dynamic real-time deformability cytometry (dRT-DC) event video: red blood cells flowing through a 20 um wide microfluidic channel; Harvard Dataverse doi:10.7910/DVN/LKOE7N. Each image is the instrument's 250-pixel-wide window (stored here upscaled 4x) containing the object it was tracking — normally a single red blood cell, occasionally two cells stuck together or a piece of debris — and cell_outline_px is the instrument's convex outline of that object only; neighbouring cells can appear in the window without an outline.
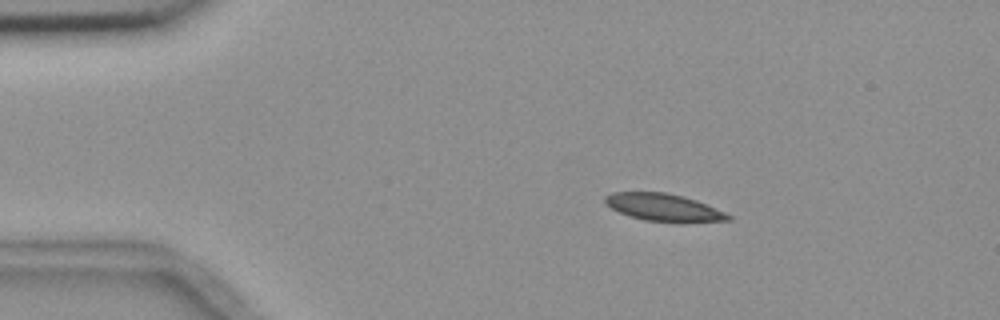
{"species": "common noctule bat (a hibernating species)", "species_latin": "Nyctalus noctula", "temperature_condition": "room temperature", "stored_images_in_passage": 3, "camera_frame_rate_fps": 3000, "um_per_image_px": 0.085, "animal": {"sex": "female", "body_mass_g": 18.4}, "frame": {"image": 1, "passage_image": 1, "time_ms": 0.0, "image_size_px": [1000, 320], "cell_outline_px": [[732, 220], [644, 220], [620, 212], [604, 204], [604, 196], [612, 192], [664, 192], [696, 200], [724, 212], [732, 216]], "centroid_in_image_um": [56.31, 17.58], "position_along_channel_um": 28.7, "area_um2": 18.67}}